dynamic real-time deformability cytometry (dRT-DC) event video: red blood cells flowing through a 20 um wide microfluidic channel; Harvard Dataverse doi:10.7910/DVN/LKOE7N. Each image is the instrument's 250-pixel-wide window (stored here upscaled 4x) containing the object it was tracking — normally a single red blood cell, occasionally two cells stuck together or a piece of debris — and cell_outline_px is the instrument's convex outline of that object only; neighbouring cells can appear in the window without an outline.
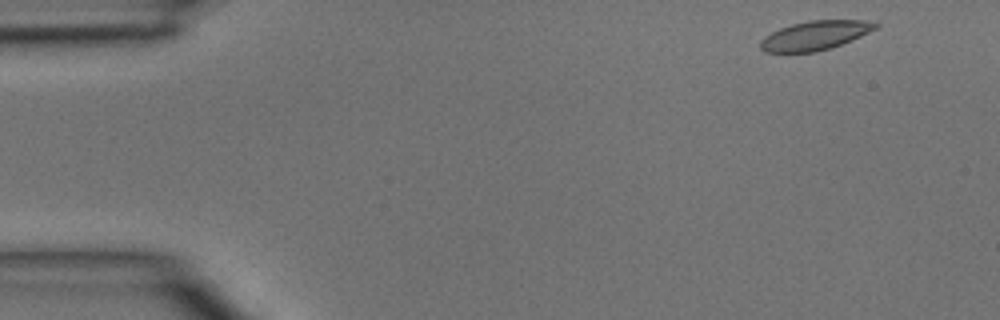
{"species": "common noctule bat (a hibernating species)", "species_latin": "Nyctalus noctula", "temperature_condition": "room temperature", "stored_images_in_passage": 3, "camera_frame_rate_fps": 3000, "um_per_image_px": 0.085, "animal": {"sex": "male", "body_mass_g": 15.6}, "frame": {"image": 1, "passage_image": 1, "time_ms": 0.0, "image_size_px": [1000, 320], "cell_outline_px": [[880, 28], [852, 40], [816, 52], [764, 52], [760, 48], [760, 40], [764, 36], [780, 28], [792, 24], [808, 20], [876, 20], [880, 24]], "centroid_in_image_um": [69.34, 2.99], "position_along_channel_um": 15.7, "area_um2": 19.77}}